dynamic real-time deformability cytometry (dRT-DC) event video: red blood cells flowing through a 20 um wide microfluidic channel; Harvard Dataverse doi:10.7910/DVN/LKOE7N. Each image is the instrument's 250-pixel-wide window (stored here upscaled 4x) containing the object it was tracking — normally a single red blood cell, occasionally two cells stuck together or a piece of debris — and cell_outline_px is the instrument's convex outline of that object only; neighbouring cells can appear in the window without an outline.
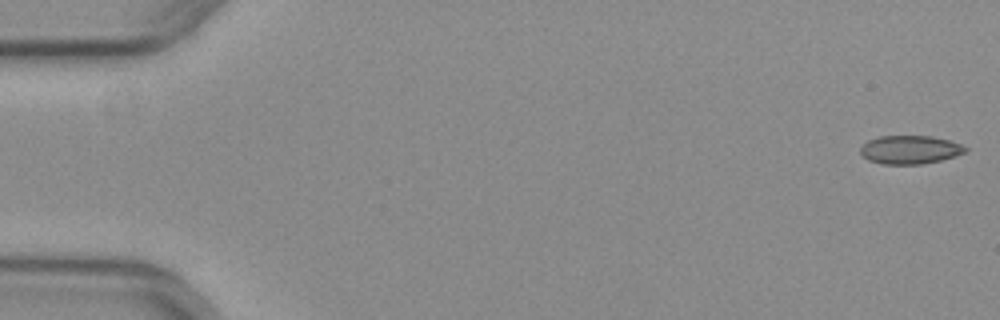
{"species": "common noctule bat (a hibernating species)", "species_latin": "Nyctalus noctula", "temperature_condition": "warm", "stored_images_in_passage": 14, "camera_frame_rate_fps": 3000, "um_per_image_px": 0.085, "animal": {"sex": "female", "body_mass_g": 29.2, "forearm_length_mm": 56.3}, "frame": {"image": 1, "passage_image": 1, "time_ms": 0.0, "image_size_px": [1000, 320], "cell_outline_px": [[968, 148], [964, 152], [956, 156], [940, 160], [920, 164], [884, 164], [868, 160], [860, 152], [860, 148], [868, 140], [880, 136], [932, 136], [948, 140], [960, 144]], "centroid_in_image_um": [77.34, 12.72], "position_along_channel_um": 7.7, "area_um2": 17.22}}
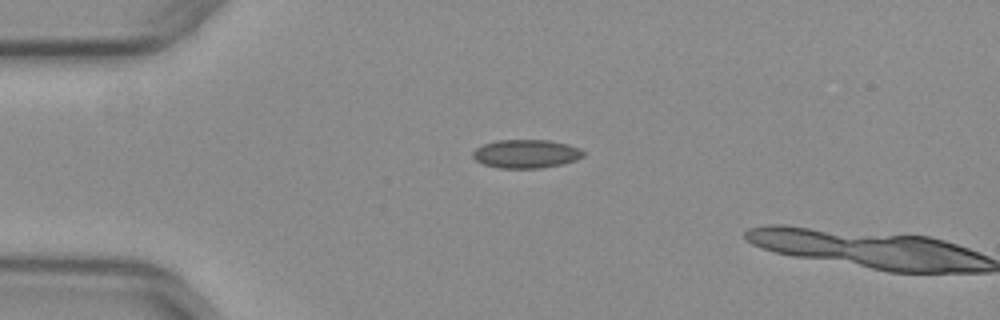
{"frame": {"image": 2, "passage_image": 13, "time_ms": 4.0, "image_size_px": [1000, 320], "cell_outline_px": [[584, 156], [576, 160], [560, 164], [540, 168], [500, 168], [484, 164], [476, 160], [472, 156], [472, 152], [476, 148], [484, 144], [496, 140], [548, 140], [568, 144], [580, 148], [584, 152]], "centroid_in_image_um": [44.72, 13.07], "position_along_channel_um": 40.3, "area_um2": 18.32}}